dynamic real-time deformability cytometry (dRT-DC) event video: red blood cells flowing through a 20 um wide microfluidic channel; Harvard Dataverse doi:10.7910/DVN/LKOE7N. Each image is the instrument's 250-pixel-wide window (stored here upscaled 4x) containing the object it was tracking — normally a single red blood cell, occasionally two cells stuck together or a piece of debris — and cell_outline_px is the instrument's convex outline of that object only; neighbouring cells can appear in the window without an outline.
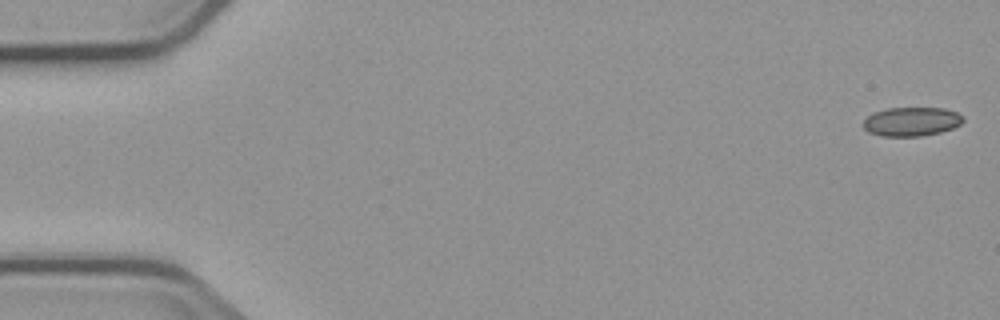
{"species": "common noctule bat (a hibernating species)", "species_latin": "Nyctalus noctula", "temperature_condition": "cold", "stored_images_in_passage": 5, "camera_frame_rate_fps": 3000, "um_per_image_px": 0.085, "animal": {"sex": "male", "body_mass_g": 23.1, "forearm_length_mm": 52.7}, "frame": {"image": 1, "passage_image": 1, "time_ms": 0.0, "image_size_px": [1000, 320], "cell_outline_px": [[964, 120], [960, 124], [952, 128], [940, 132], [920, 136], [884, 136], [868, 132], [860, 124], [872, 112], [888, 108], [944, 108], [956, 112], [964, 116]], "centroid_in_image_um": [77.45, 10.33], "position_along_channel_um": 7.5, "area_um2": 16.94}}
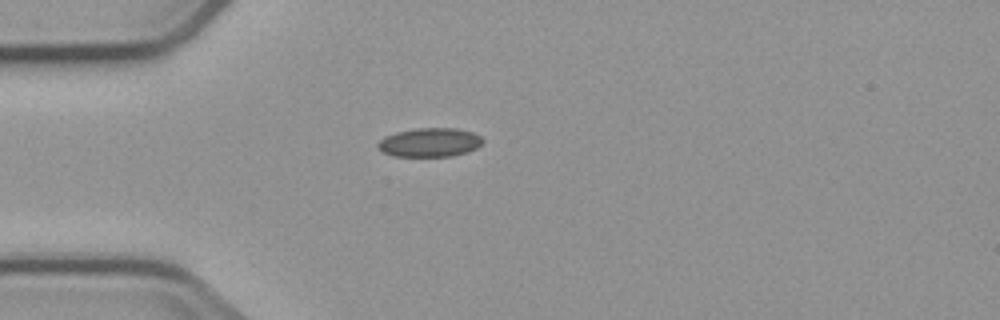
{"frame": {"image": 2, "passage_image": 5, "time_ms": 4.667, "image_size_px": [1000, 320], "cell_outline_px": [[484, 140], [476, 148], [468, 152], [452, 156], [392, 156], [376, 148], [376, 144], [384, 136], [396, 132], [416, 128], [456, 128], [472, 132], [480, 136]], "centroid_in_image_um": [36.5, 12.1], "position_along_channel_um": 48.5, "area_um2": 17.74}}